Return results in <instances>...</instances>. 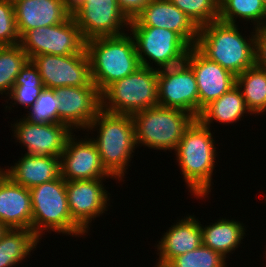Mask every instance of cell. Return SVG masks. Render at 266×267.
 I'll return each mask as SVG.
<instances>
[{
    "label": "cell",
    "instance_id": "17",
    "mask_svg": "<svg viewBox=\"0 0 266 267\" xmlns=\"http://www.w3.org/2000/svg\"><path fill=\"white\" fill-rule=\"evenodd\" d=\"M185 63L193 70L202 110L236 85V76L217 62L209 60L195 46L190 47Z\"/></svg>",
    "mask_w": 266,
    "mask_h": 267
},
{
    "label": "cell",
    "instance_id": "3",
    "mask_svg": "<svg viewBox=\"0 0 266 267\" xmlns=\"http://www.w3.org/2000/svg\"><path fill=\"white\" fill-rule=\"evenodd\" d=\"M251 29L246 36L239 24L217 20L199 28L195 47L237 76L255 65V28Z\"/></svg>",
    "mask_w": 266,
    "mask_h": 267
},
{
    "label": "cell",
    "instance_id": "1",
    "mask_svg": "<svg viewBox=\"0 0 266 267\" xmlns=\"http://www.w3.org/2000/svg\"><path fill=\"white\" fill-rule=\"evenodd\" d=\"M211 130L195 119L183 133L174 151L186 189L197 200L209 199L214 185L212 177L218 164V143L213 136L215 132Z\"/></svg>",
    "mask_w": 266,
    "mask_h": 267
},
{
    "label": "cell",
    "instance_id": "20",
    "mask_svg": "<svg viewBox=\"0 0 266 267\" xmlns=\"http://www.w3.org/2000/svg\"><path fill=\"white\" fill-rule=\"evenodd\" d=\"M14 10L20 38L27 31L60 24L71 16L64 0H19Z\"/></svg>",
    "mask_w": 266,
    "mask_h": 267
},
{
    "label": "cell",
    "instance_id": "24",
    "mask_svg": "<svg viewBox=\"0 0 266 267\" xmlns=\"http://www.w3.org/2000/svg\"><path fill=\"white\" fill-rule=\"evenodd\" d=\"M252 116L247 109L240 88L235 85L221 97L207 105L197 118L204 126L210 128L212 124L233 125L244 119V116Z\"/></svg>",
    "mask_w": 266,
    "mask_h": 267
},
{
    "label": "cell",
    "instance_id": "39",
    "mask_svg": "<svg viewBox=\"0 0 266 267\" xmlns=\"http://www.w3.org/2000/svg\"><path fill=\"white\" fill-rule=\"evenodd\" d=\"M1 1H6V2H9V3L15 4L19 0H1Z\"/></svg>",
    "mask_w": 266,
    "mask_h": 267
},
{
    "label": "cell",
    "instance_id": "19",
    "mask_svg": "<svg viewBox=\"0 0 266 267\" xmlns=\"http://www.w3.org/2000/svg\"><path fill=\"white\" fill-rule=\"evenodd\" d=\"M157 242L154 248L159 257L154 265L165 267L173 258L195 250L202 244L201 222L194 213H188L181 219L177 217Z\"/></svg>",
    "mask_w": 266,
    "mask_h": 267
},
{
    "label": "cell",
    "instance_id": "33",
    "mask_svg": "<svg viewBox=\"0 0 266 267\" xmlns=\"http://www.w3.org/2000/svg\"><path fill=\"white\" fill-rule=\"evenodd\" d=\"M20 44L14 4L0 0V46Z\"/></svg>",
    "mask_w": 266,
    "mask_h": 267
},
{
    "label": "cell",
    "instance_id": "7",
    "mask_svg": "<svg viewBox=\"0 0 266 267\" xmlns=\"http://www.w3.org/2000/svg\"><path fill=\"white\" fill-rule=\"evenodd\" d=\"M158 106V70L141 66L134 73L113 82L101 93V109L133 115Z\"/></svg>",
    "mask_w": 266,
    "mask_h": 267
},
{
    "label": "cell",
    "instance_id": "18",
    "mask_svg": "<svg viewBox=\"0 0 266 267\" xmlns=\"http://www.w3.org/2000/svg\"><path fill=\"white\" fill-rule=\"evenodd\" d=\"M129 26H154L176 32L190 47L195 46L199 28L169 0H151L130 20Z\"/></svg>",
    "mask_w": 266,
    "mask_h": 267
},
{
    "label": "cell",
    "instance_id": "15",
    "mask_svg": "<svg viewBox=\"0 0 266 267\" xmlns=\"http://www.w3.org/2000/svg\"><path fill=\"white\" fill-rule=\"evenodd\" d=\"M60 169L61 177L66 181L115 179L103 166L95 143L87 134L80 138L79 132H73L68 137L60 155Z\"/></svg>",
    "mask_w": 266,
    "mask_h": 267
},
{
    "label": "cell",
    "instance_id": "12",
    "mask_svg": "<svg viewBox=\"0 0 266 267\" xmlns=\"http://www.w3.org/2000/svg\"><path fill=\"white\" fill-rule=\"evenodd\" d=\"M30 60L38 69L45 88L94 85L87 52L71 55H36Z\"/></svg>",
    "mask_w": 266,
    "mask_h": 267
},
{
    "label": "cell",
    "instance_id": "25",
    "mask_svg": "<svg viewBox=\"0 0 266 267\" xmlns=\"http://www.w3.org/2000/svg\"><path fill=\"white\" fill-rule=\"evenodd\" d=\"M40 242L32 230L8 229L0 239V267H16L25 262Z\"/></svg>",
    "mask_w": 266,
    "mask_h": 267
},
{
    "label": "cell",
    "instance_id": "16",
    "mask_svg": "<svg viewBox=\"0 0 266 267\" xmlns=\"http://www.w3.org/2000/svg\"><path fill=\"white\" fill-rule=\"evenodd\" d=\"M57 100L59 123L66 124L73 132L85 129L101 110V93L95 85L59 87L54 89Z\"/></svg>",
    "mask_w": 266,
    "mask_h": 267
},
{
    "label": "cell",
    "instance_id": "32",
    "mask_svg": "<svg viewBox=\"0 0 266 267\" xmlns=\"http://www.w3.org/2000/svg\"><path fill=\"white\" fill-rule=\"evenodd\" d=\"M228 260L201 244L197 249L173 258L165 267H228Z\"/></svg>",
    "mask_w": 266,
    "mask_h": 267
},
{
    "label": "cell",
    "instance_id": "30",
    "mask_svg": "<svg viewBox=\"0 0 266 267\" xmlns=\"http://www.w3.org/2000/svg\"><path fill=\"white\" fill-rule=\"evenodd\" d=\"M61 103L57 100L54 89L45 88L40 93L36 102L21 115L33 124H54L59 123L58 107Z\"/></svg>",
    "mask_w": 266,
    "mask_h": 267
},
{
    "label": "cell",
    "instance_id": "29",
    "mask_svg": "<svg viewBox=\"0 0 266 267\" xmlns=\"http://www.w3.org/2000/svg\"><path fill=\"white\" fill-rule=\"evenodd\" d=\"M29 60L20 44L0 46V96L5 98L11 92L21 68ZM5 95V96H4Z\"/></svg>",
    "mask_w": 266,
    "mask_h": 267
},
{
    "label": "cell",
    "instance_id": "36",
    "mask_svg": "<svg viewBox=\"0 0 266 267\" xmlns=\"http://www.w3.org/2000/svg\"><path fill=\"white\" fill-rule=\"evenodd\" d=\"M66 7L72 12L78 5H80L84 0H64Z\"/></svg>",
    "mask_w": 266,
    "mask_h": 267
},
{
    "label": "cell",
    "instance_id": "9",
    "mask_svg": "<svg viewBox=\"0 0 266 267\" xmlns=\"http://www.w3.org/2000/svg\"><path fill=\"white\" fill-rule=\"evenodd\" d=\"M20 45L29 60L36 55L86 53V41L72 15L64 22L27 31Z\"/></svg>",
    "mask_w": 266,
    "mask_h": 267
},
{
    "label": "cell",
    "instance_id": "38",
    "mask_svg": "<svg viewBox=\"0 0 266 267\" xmlns=\"http://www.w3.org/2000/svg\"><path fill=\"white\" fill-rule=\"evenodd\" d=\"M7 228L1 221H0V239L3 237L4 233L8 230Z\"/></svg>",
    "mask_w": 266,
    "mask_h": 267
},
{
    "label": "cell",
    "instance_id": "34",
    "mask_svg": "<svg viewBox=\"0 0 266 267\" xmlns=\"http://www.w3.org/2000/svg\"><path fill=\"white\" fill-rule=\"evenodd\" d=\"M255 65L266 70V26L255 29Z\"/></svg>",
    "mask_w": 266,
    "mask_h": 267
},
{
    "label": "cell",
    "instance_id": "23",
    "mask_svg": "<svg viewBox=\"0 0 266 267\" xmlns=\"http://www.w3.org/2000/svg\"><path fill=\"white\" fill-rule=\"evenodd\" d=\"M201 224L202 244L218 252L227 260L235 253L246 236V224L236 219L220 217L215 222ZM234 251V252H233Z\"/></svg>",
    "mask_w": 266,
    "mask_h": 267
},
{
    "label": "cell",
    "instance_id": "13",
    "mask_svg": "<svg viewBox=\"0 0 266 267\" xmlns=\"http://www.w3.org/2000/svg\"><path fill=\"white\" fill-rule=\"evenodd\" d=\"M158 105L199 117V93L193 70L184 62L158 70Z\"/></svg>",
    "mask_w": 266,
    "mask_h": 267
},
{
    "label": "cell",
    "instance_id": "27",
    "mask_svg": "<svg viewBox=\"0 0 266 267\" xmlns=\"http://www.w3.org/2000/svg\"><path fill=\"white\" fill-rule=\"evenodd\" d=\"M218 20L228 24L245 21L247 29L248 23L250 28L264 27L266 26V4L262 0H219Z\"/></svg>",
    "mask_w": 266,
    "mask_h": 267
},
{
    "label": "cell",
    "instance_id": "10",
    "mask_svg": "<svg viewBox=\"0 0 266 267\" xmlns=\"http://www.w3.org/2000/svg\"><path fill=\"white\" fill-rule=\"evenodd\" d=\"M71 15L85 41L129 31L130 20L120 10L117 0H84Z\"/></svg>",
    "mask_w": 266,
    "mask_h": 267
},
{
    "label": "cell",
    "instance_id": "37",
    "mask_svg": "<svg viewBox=\"0 0 266 267\" xmlns=\"http://www.w3.org/2000/svg\"><path fill=\"white\" fill-rule=\"evenodd\" d=\"M5 168V169H4ZM2 168L0 166V183L2 182V180L7 176V169L6 166Z\"/></svg>",
    "mask_w": 266,
    "mask_h": 267
},
{
    "label": "cell",
    "instance_id": "4",
    "mask_svg": "<svg viewBox=\"0 0 266 267\" xmlns=\"http://www.w3.org/2000/svg\"><path fill=\"white\" fill-rule=\"evenodd\" d=\"M91 78L102 93L113 82L134 73L141 67L133 36L100 37L86 41Z\"/></svg>",
    "mask_w": 266,
    "mask_h": 267
},
{
    "label": "cell",
    "instance_id": "11",
    "mask_svg": "<svg viewBox=\"0 0 266 267\" xmlns=\"http://www.w3.org/2000/svg\"><path fill=\"white\" fill-rule=\"evenodd\" d=\"M109 178L66 181L68 207L72 219L89 235L92 222L108 214L111 193L105 181ZM110 206V207H109ZM90 226V227H89Z\"/></svg>",
    "mask_w": 266,
    "mask_h": 267
},
{
    "label": "cell",
    "instance_id": "28",
    "mask_svg": "<svg viewBox=\"0 0 266 267\" xmlns=\"http://www.w3.org/2000/svg\"><path fill=\"white\" fill-rule=\"evenodd\" d=\"M245 105L254 117L266 113V70L254 65L236 76Z\"/></svg>",
    "mask_w": 266,
    "mask_h": 267
},
{
    "label": "cell",
    "instance_id": "6",
    "mask_svg": "<svg viewBox=\"0 0 266 267\" xmlns=\"http://www.w3.org/2000/svg\"><path fill=\"white\" fill-rule=\"evenodd\" d=\"M138 148L174 152L185 130L195 118L179 109L151 107L131 115ZM140 146V147H139Z\"/></svg>",
    "mask_w": 266,
    "mask_h": 267
},
{
    "label": "cell",
    "instance_id": "21",
    "mask_svg": "<svg viewBox=\"0 0 266 267\" xmlns=\"http://www.w3.org/2000/svg\"><path fill=\"white\" fill-rule=\"evenodd\" d=\"M0 221L9 229L31 230L30 190L6 176L0 183Z\"/></svg>",
    "mask_w": 266,
    "mask_h": 267
},
{
    "label": "cell",
    "instance_id": "5",
    "mask_svg": "<svg viewBox=\"0 0 266 267\" xmlns=\"http://www.w3.org/2000/svg\"><path fill=\"white\" fill-rule=\"evenodd\" d=\"M32 201L31 230L42 240L47 233L87 238V233L72 219L68 207L66 180L61 176L29 189Z\"/></svg>",
    "mask_w": 266,
    "mask_h": 267
},
{
    "label": "cell",
    "instance_id": "22",
    "mask_svg": "<svg viewBox=\"0 0 266 267\" xmlns=\"http://www.w3.org/2000/svg\"><path fill=\"white\" fill-rule=\"evenodd\" d=\"M7 176L16 184L28 189L58 179L61 176L60 157L22 154L7 166Z\"/></svg>",
    "mask_w": 266,
    "mask_h": 267
},
{
    "label": "cell",
    "instance_id": "2",
    "mask_svg": "<svg viewBox=\"0 0 266 267\" xmlns=\"http://www.w3.org/2000/svg\"><path fill=\"white\" fill-rule=\"evenodd\" d=\"M85 130L83 134H87L95 143L105 169L116 183L124 182L137 149L131 115L114 114L101 109Z\"/></svg>",
    "mask_w": 266,
    "mask_h": 267
},
{
    "label": "cell",
    "instance_id": "26",
    "mask_svg": "<svg viewBox=\"0 0 266 267\" xmlns=\"http://www.w3.org/2000/svg\"><path fill=\"white\" fill-rule=\"evenodd\" d=\"M43 89L44 85L38 69L31 60H28L21 68L11 92L5 98L7 100H4L7 103V105L4 104V109L11 111L16 105V108L21 106L28 111L36 102ZM9 101L10 104L8 103Z\"/></svg>",
    "mask_w": 266,
    "mask_h": 267
},
{
    "label": "cell",
    "instance_id": "31",
    "mask_svg": "<svg viewBox=\"0 0 266 267\" xmlns=\"http://www.w3.org/2000/svg\"><path fill=\"white\" fill-rule=\"evenodd\" d=\"M200 28L219 19V0H169Z\"/></svg>",
    "mask_w": 266,
    "mask_h": 267
},
{
    "label": "cell",
    "instance_id": "14",
    "mask_svg": "<svg viewBox=\"0 0 266 267\" xmlns=\"http://www.w3.org/2000/svg\"><path fill=\"white\" fill-rule=\"evenodd\" d=\"M11 124L15 143L24 147L26 155L60 157L73 131L64 123L33 124L23 116Z\"/></svg>",
    "mask_w": 266,
    "mask_h": 267
},
{
    "label": "cell",
    "instance_id": "35",
    "mask_svg": "<svg viewBox=\"0 0 266 267\" xmlns=\"http://www.w3.org/2000/svg\"><path fill=\"white\" fill-rule=\"evenodd\" d=\"M150 1L151 0H117V3L126 17L132 20Z\"/></svg>",
    "mask_w": 266,
    "mask_h": 267
},
{
    "label": "cell",
    "instance_id": "8",
    "mask_svg": "<svg viewBox=\"0 0 266 267\" xmlns=\"http://www.w3.org/2000/svg\"><path fill=\"white\" fill-rule=\"evenodd\" d=\"M129 31L141 66L160 70L185 62L190 46L176 32L154 26H129Z\"/></svg>",
    "mask_w": 266,
    "mask_h": 267
}]
</instances>
